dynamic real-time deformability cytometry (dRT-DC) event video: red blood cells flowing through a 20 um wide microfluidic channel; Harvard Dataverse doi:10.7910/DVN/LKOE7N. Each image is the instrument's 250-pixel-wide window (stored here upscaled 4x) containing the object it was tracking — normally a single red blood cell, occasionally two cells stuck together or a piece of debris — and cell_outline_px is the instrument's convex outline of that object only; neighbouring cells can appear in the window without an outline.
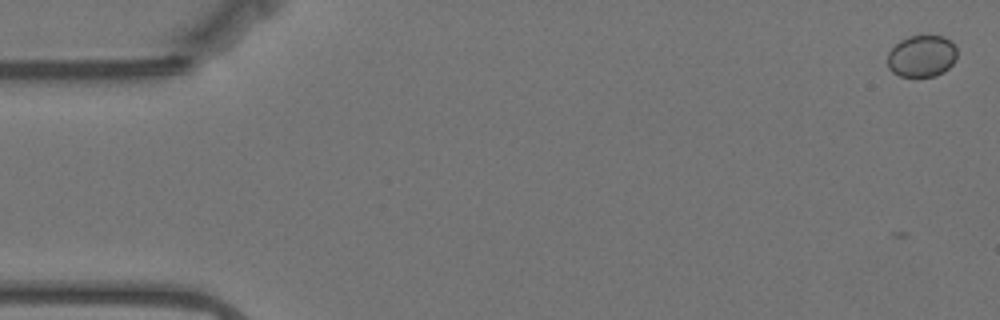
{"species": "Egyptian fruit bat (a non-hibernating species)", "species_latin": "Rousettus aegyptiacus", "temperature_condition": "warm", "stored_images_in_passage": 2, "camera_frame_rate_fps": 3000, "um_per_image_px": 0.085, "animal": {"sex": "female"}, "frame": {"image": 1, "passage_image": 2, "time_ms": 0.333, "image_size_px": [1000, 320], "cell_outline_px": [[956, 60], [944, 72], [936, 76], [900, 76], [892, 72], [888, 68], [888, 52], [900, 40], [908, 36], [944, 36], [952, 40], [956, 48]], "centroid_in_image_um": [78.36, 4.76], "position_along_channel_um": 6.6, "area_um2": 17.05}}